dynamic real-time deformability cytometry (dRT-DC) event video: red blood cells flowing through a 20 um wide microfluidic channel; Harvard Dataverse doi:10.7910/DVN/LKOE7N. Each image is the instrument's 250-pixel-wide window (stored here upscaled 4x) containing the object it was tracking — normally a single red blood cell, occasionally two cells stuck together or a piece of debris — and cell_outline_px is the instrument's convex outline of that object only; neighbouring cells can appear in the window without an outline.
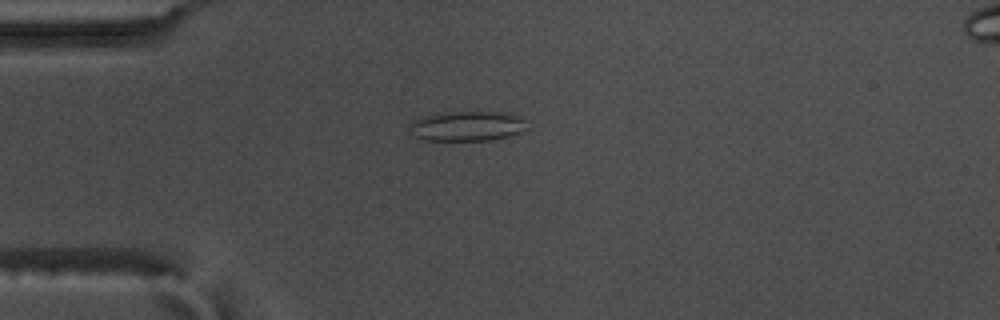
{"species": "common noctule bat (a hibernating species)", "species_latin": "Nyctalus noctula", "temperature_condition": "warm", "stored_images_in_passage": 58, "camera_frame_rate_fps": 3000, "um_per_image_px": 0.085, "animal": {"sex": "male", "body_mass_g": 17.5, "forearm_length_mm": 52.3}, "frame": {"image": 1, "passage_image": 16, "time_ms": 5.0, "image_size_px": [1000, 320], "cell_outline_px": [[524, 120], [520, 132], [508, 136], [488, 140], [424, 140], [412, 136], [408, 132], [408, 124], [424, 116], [444, 112], [496, 112], [520, 116]], "centroid_in_image_um": [39.58, 10.72], "position_along_channel_um": 45.4, "area_um2": 20.17}}
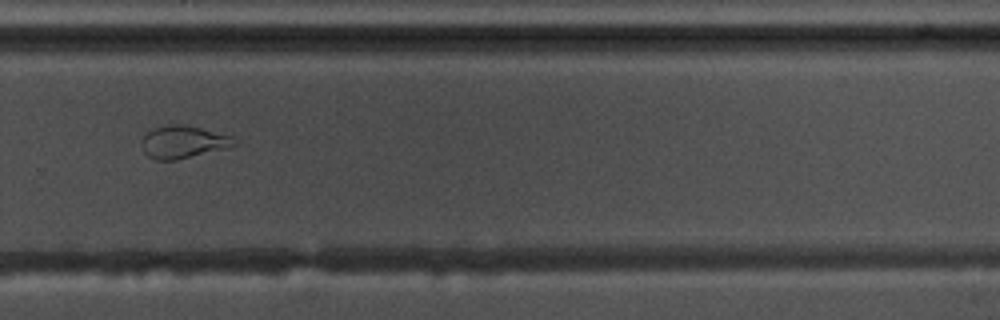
{"frame": {"image": 2, "passage_image": 40, "time_ms": 13.0, "image_size_px": [1000, 320], "cell_outline_px": [[236, 144], [228, 148], [176, 160], [156, 160], [148, 156], [144, 152], [140, 144], [140, 140], [152, 128], [168, 124], [184, 124], [232, 136]], "centroid_in_image_um": [15.53, 12.07], "position_along_channel_um": 314.3, "area_um2": 17.63}}
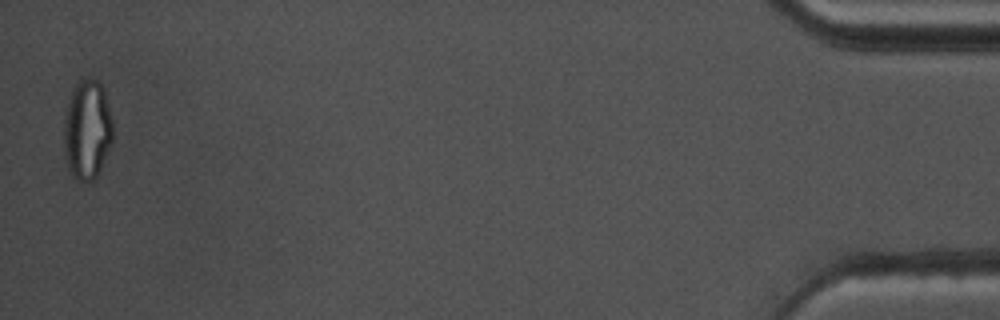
{"frame": {"image": 3, "passage_image": 57, "time_ms": 18.667, "image_size_px": [1000, 320], "cell_outline_px": [[112, 140], [100, 168], [96, 176], [92, 180], [80, 180], [72, 176], [68, 168], [64, 156], [64, 112], [72, 92], [76, 84], [80, 80], [96, 80], [104, 88], [112, 120]], "centroid_in_image_um": [7.39, 11.03], "position_along_channel_um": 427.8, "area_um2": 28.09}, "authors_computed_cell_mechanics": {"area_um2": 21.9351, "velocity_mm_per_s": 3.6043, "shape_relaxation_time_tau1_ms": null, "shape_relaxation_time_tau2_ms": 1.7869, "deformation_change_tau1": null, "deformation_change_tau2": 0.0775}}